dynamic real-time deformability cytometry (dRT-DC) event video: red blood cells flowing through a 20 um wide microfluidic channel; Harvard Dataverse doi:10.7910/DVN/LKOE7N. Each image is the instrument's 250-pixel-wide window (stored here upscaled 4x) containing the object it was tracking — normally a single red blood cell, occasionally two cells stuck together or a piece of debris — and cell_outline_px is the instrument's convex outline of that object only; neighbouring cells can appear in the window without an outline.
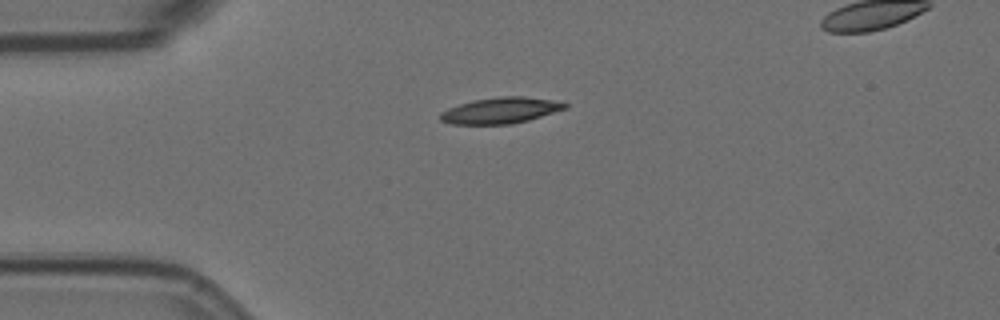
{"species": "Egyptian fruit bat (a non-hibernating species)", "species_latin": "Rousettus aegyptiacus", "temperature_condition": "room temperature", "stored_images_in_passage": 42, "camera_frame_rate_fps": 3000, "um_per_image_px": 0.085, "animal": {"sex": "female"}, "frame": {"image": 1, "passage_image": 1, "time_ms": 0.0, "image_size_px": [1000, 320], "cell_outline_px": [[568, 108], [528, 120], [512, 124], [448, 124], [440, 120], [440, 112], [448, 108], [472, 100], [500, 96], [520, 96], [552, 100], [568, 104]], "centroid_in_image_um": [42.52, 9.39], "position_along_channel_um": 42.5, "area_um2": 18.9}}
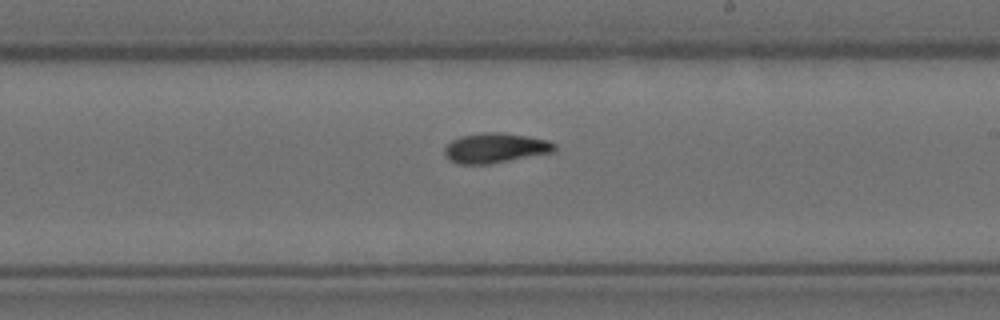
{"frame": {"image": 2, "passage_image": 20, "time_ms": 6.333, "image_size_px": [1000, 320], "cell_outline_px": [[556, 152], [488, 164], [456, 164], [448, 160], [444, 152], [444, 148], [452, 140], [460, 136], [484, 132], [500, 132], [528, 136], [548, 140], [556, 144]], "centroid_in_image_um": [42.11, 12.58], "position_along_channel_um": 246.9, "area_um2": 19.36}}
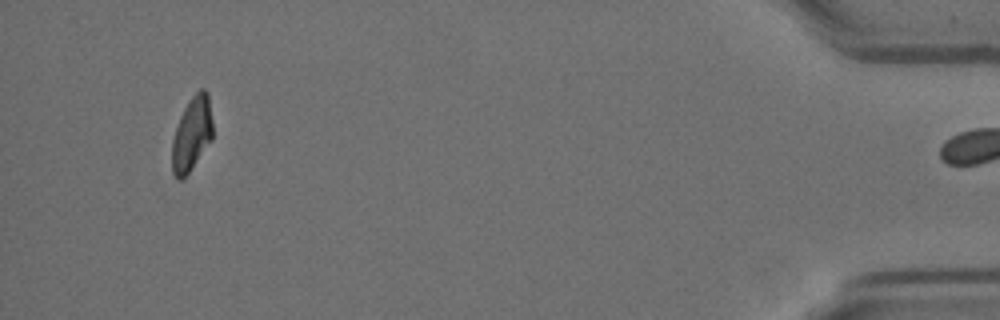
{"frame": {"image": 3, "passage_image": 41, "time_ms": 13.333, "image_size_px": [1000, 320], "cell_outline_px": [[212, 140], [188, 172], [180, 180], [172, 172], [172, 140], [180, 116], [184, 108], [192, 96], [200, 88], [204, 88], [208, 92], [212, 120]], "centroid_in_image_um": [16.31, 11.34], "position_along_channel_um": 418.9, "area_um2": 17.34}, "authors_computed_cell_mechanics": {"area_um2": 18.3804, "velocity_mm_per_s": 3.5498, "shape_relaxation_time_tau1_ms": 8.0878, "shape_relaxation_time_tau2_ms": 6.9072, "deformation_change_tau1": 0.2265, "deformation_change_tau2": 0.102}}